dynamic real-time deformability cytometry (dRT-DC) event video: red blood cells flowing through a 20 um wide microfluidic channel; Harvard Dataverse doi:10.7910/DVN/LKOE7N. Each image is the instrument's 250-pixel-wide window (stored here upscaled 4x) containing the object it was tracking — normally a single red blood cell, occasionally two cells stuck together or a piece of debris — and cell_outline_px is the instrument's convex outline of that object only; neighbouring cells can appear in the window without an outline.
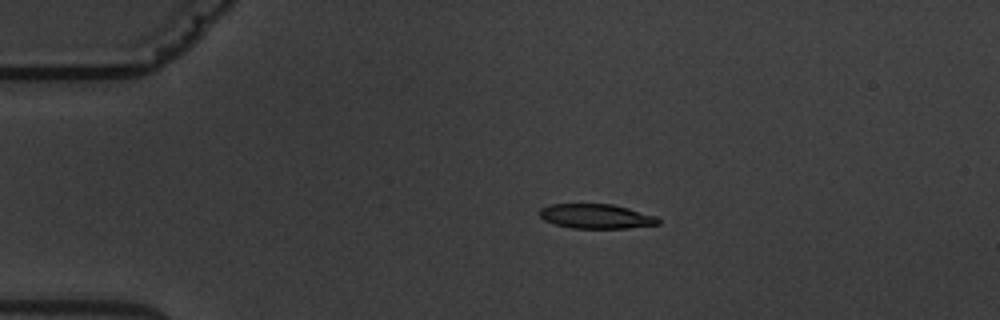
{"species": "common noctule bat (a hibernating species)", "species_latin": "Nyctalus noctula", "temperature_condition": "warm", "stored_images_in_passage": 7, "camera_frame_rate_fps": 3000, "um_per_image_px": 0.085, "animal": {"sex": "male", "body_mass_g": 19.5, "forearm_length_mm": 54.6}, "frame": {"image": 1, "passage_image": 3, "time_ms": 2.333, "image_size_px": [1000, 320], "cell_outline_px": [[660, 224], [628, 228], [572, 228], [556, 224], [544, 220], [540, 216], [540, 208], [548, 204], [612, 204], [628, 208], [656, 216], [660, 220]], "centroid_in_image_um": [50.68, 18.38], "position_along_channel_um": 34.3, "area_um2": 16.94}}
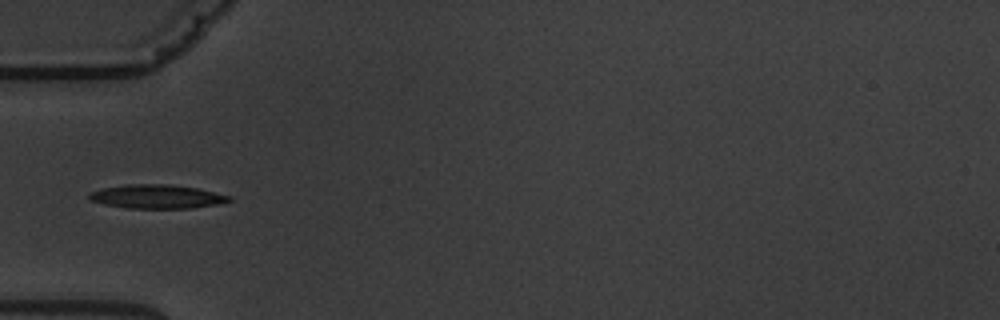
{"frame": {"image": 2, "passage_image": 5, "time_ms": 4.667, "image_size_px": [1000, 320], "cell_outline_px": [[232, 200], [216, 204], [192, 208], [128, 208], [104, 204], [88, 200], [88, 192], [104, 188], [128, 184], [168, 184], [196, 188], [232, 196]], "centroid_in_image_um": [13.3, 16.71], "position_along_channel_um": 71.7, "area_um2": 19.36}}
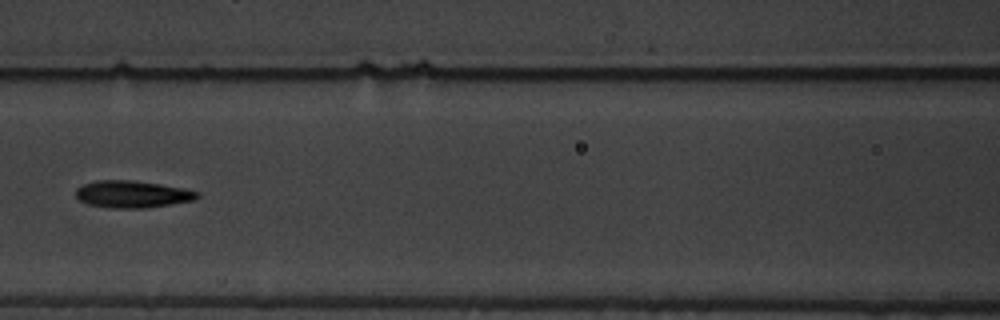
{"frame": {"image": 3, "passage_image": 7, "time_ms": 7.0, "image_size_px": [1000, 320], "cell_outline_px": [[200, 196], [192, 200], [172, 204], [144, 208], [112, 208], [88, 204], [80, 200], [76, 196], [76, 188], [80, 184], [96, 180], [132, 180], [160, 184], [184, 188], [200, 192]], "centroid_in_image_um": [11.23, 16.49], "position_along_channel_um": 155.4, "area_um2": 19.25}}